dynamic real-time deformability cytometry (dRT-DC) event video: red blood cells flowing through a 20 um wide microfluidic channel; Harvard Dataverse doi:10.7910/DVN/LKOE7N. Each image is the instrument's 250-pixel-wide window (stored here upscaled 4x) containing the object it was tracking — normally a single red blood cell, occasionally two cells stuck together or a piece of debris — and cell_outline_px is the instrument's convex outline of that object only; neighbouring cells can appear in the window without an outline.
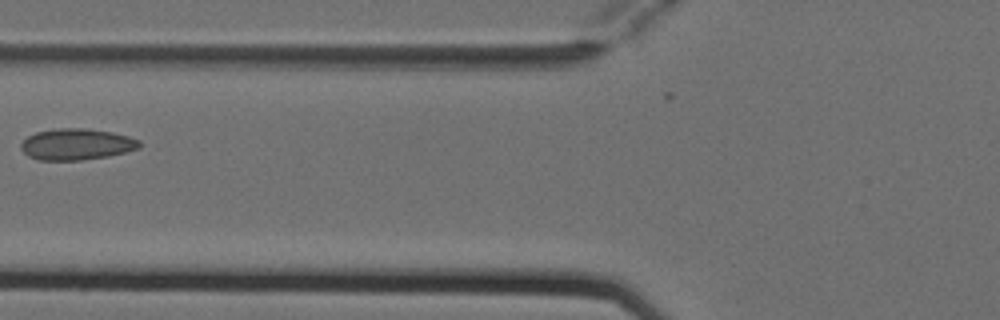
{"species": "Egyptian fruit bat (a non-hibernating species)", "species_latin": "Rousettus aegyptiacus", "temperature_condition": "cold", "stored_images_in_passage": 7, "camera_frame_rate_fps": 3000, "um_per_image_px": 0.085, "animal": {"sex": "female"}, "frame": {"image": 1, "passage_image": 5, "time_ms": 1.333, "image_size_px": [1000, 320], "cell_outline_px": [[140, 148], [108, 156], [80, 160], [40, 160], [28, 156], [20, 148], [20, 144], [28, 136], [36, 132], [56, 128], [88, 128], [112, 132], [128, 136], [140, 140]], "centroid_in_image_um": [6.5, 12.25], "position_along_channel_um": 119.3, "area_um2": 21.62}}
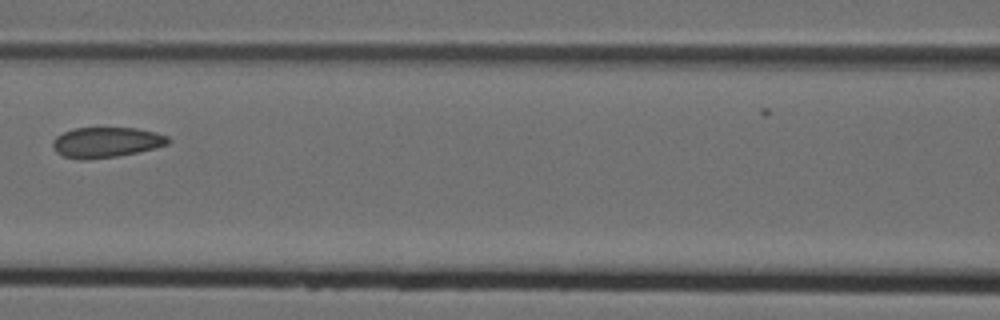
{"frame": {"image": 2, "passage_image": 6, "time_ms": 1.667, "image_size_px": [1000, 320], "cell_outline_px": [[172, 140], [168, 144], [156, 148], [116, 156], [84, 160], [64, 156], [56, 152], [52, 144], [52, 140], [56, 136], [64, 132], [76, 128], [136, 128], [156, 132], [168, 136]], "centroid_in_image_um": [9.05, 12.09], "position_along_channel_um": 157.5, "area_um2": 20.35}}